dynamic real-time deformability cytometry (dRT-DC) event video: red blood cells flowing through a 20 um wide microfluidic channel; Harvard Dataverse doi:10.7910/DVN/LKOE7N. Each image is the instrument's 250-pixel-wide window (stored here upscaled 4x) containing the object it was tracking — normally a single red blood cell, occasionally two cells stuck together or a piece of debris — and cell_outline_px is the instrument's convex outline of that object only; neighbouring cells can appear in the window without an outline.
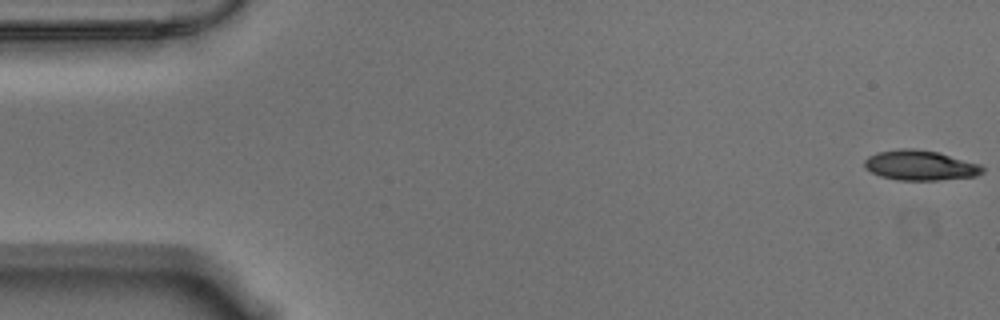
{"species": "Egyptian fruit bat (a non-hibernating species)", "species_latin": "Rousettus aegyptiacus", "temperature_condition": "warm", "stored_images_in_passage": 57, "camera_frame_rate_fps": 3000, "um_per_image_px": 0.085, "animal": {"sex": "male"}, "frame": {"image": 1, "passage_image": 1, "time_ms": 0.0, "image_size_px": [1000, 320], "cell_outline_px": [[984, 172], [976, 176], [940, 180], [900, 180], [880, 176], [864, 168], [864, 160], [868, 156], [876, 152], [900, 148], [912, 148], [936, 152], [980, 164], [984, 168]], "centroid_in_image_um": [78.19, 14.05], "position_along_channel_um": 6.8, "area_um2": 20.63}}
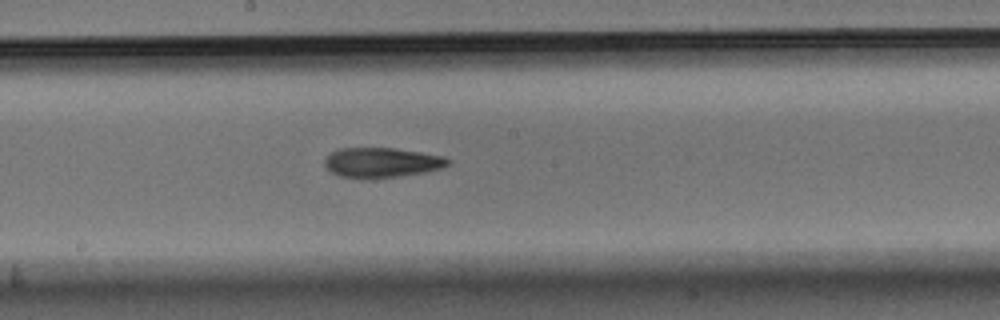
{"frame": {"image": 2, "passage_image": 30, "time_ms": 9.667, "image_size_px": [1000, 320], "cell_outline_px": [[452, 160], [448, 164], [440, 168], [424, 172], [400, 176], [372, 180], [368, 180], [340, 176], [332, 172], [324, 164], [324, 160], [332, 152], [340, 148], [396, 148], [444, 156]], "centroid_in_image_um": [32.44, 13.83], "position_along_channel_um": 215.8, "area_um2": 21.68}}
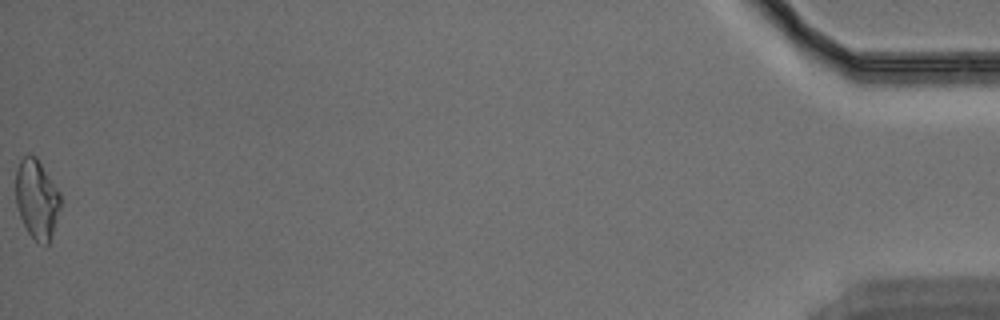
{"frame": {"image": 3, "passage_image": 57, "time_ms": 18.667, "image_size_px": [1000, 320], "cell_outline_px": [[60, 208], [48, 244], [36, 244], [28, 232], [20, 216], [16, 204], [16, 168], [20, 160], [28, 152], [36, 156], [60, 192]], "centroid_in_image_um": [3.11, 16.9], "position_along_channel_um": 432.1, "area_um2": 20.69}, "authors_computed_cell_mechanics": {"area_um2": 20.9814, "velocity_mm_per_s": 3.5519, "shape_relaxation_time_tau1_ms": 6.6518, "shape_relaxation_time_tau2_ms": 3.9031, "deformation_change_tau1": 0.1971, "deformation_change_tau2": 0.1424}}